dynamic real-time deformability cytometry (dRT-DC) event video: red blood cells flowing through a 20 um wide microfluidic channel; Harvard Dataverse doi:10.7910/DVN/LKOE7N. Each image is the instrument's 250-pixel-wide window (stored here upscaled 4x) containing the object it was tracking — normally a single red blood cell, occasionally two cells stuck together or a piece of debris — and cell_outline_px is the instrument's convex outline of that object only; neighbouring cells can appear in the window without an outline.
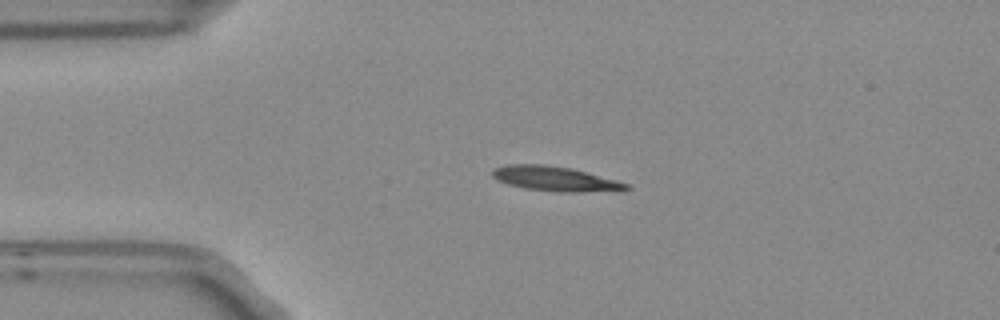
{"species": "Egyptian fruit bat (a non-hibernating species)", "species_latin": "Rousettus aegyptiacus", "temperature_condition": "room temperature", "stored_images_in_passage": 3, "camera_frame_rate_fps": 3000, "um_per_image_px": 0.085, "frame": {"image": 1, "passage_image": 2, "time_ms": 0.333, "image_size_px": [1000, 320], "cell_outline_px": [[632, 188], [620, 192], [564, 192], [524, 188], [508, 184], [492, 176], [492, 172], [496, 168], [508, 164], [544, 164], [572, 168], [616, 180], [628, 184]], "centroid_in_image_um": [47.3, 15.21], "position_along_channel_um": 37.7, "area_um2": 19.36}}